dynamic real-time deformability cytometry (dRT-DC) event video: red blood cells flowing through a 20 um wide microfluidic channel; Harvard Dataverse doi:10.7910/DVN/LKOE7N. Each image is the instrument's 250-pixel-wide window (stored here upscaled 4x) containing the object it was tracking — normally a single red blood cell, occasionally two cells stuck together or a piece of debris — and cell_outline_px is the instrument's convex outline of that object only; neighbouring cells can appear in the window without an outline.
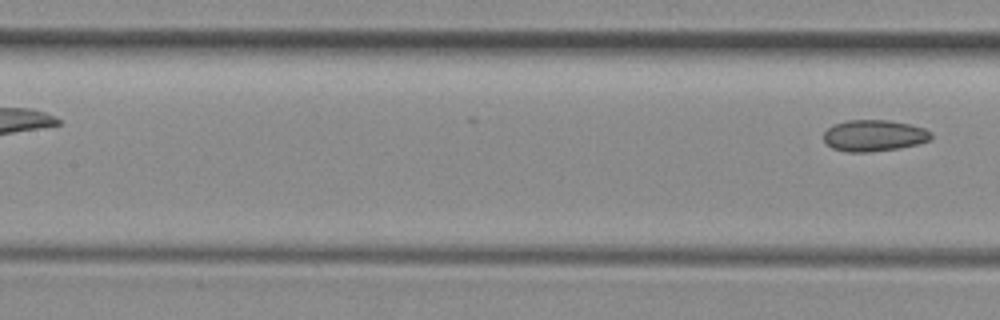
{"species": "common noctule bat (a hibernating species)", "species_latin": "Nyctalus noctula", "temperature_condition": "room temperature", "stored_images_in_passage": 5, "segment_of_instrument_passage": [2, 2], "camera_frame_rate_fps": 3000, "um_per_image_px": 0.085, "animal": {"sex": "female", "body_mass_g": 29.2, "forearm_length_mm": 56.3}, "frame": {"image": 1, "passage_image": 5, "time_ms": 1.333, "image_size_px": [1000, 320], "cell_outline_px": [[932, 140], [900, 148], [868, 152], [848, 152], [832, 148], [824, 140], [824, 132], [828, 128], [836, 124], [848, 120], [888, 120], [908, 124], [924, 128], [932, 132]], "centroid_in_image_um": [74.31, 11.53], "position_along_channel_um": 133.1, "area_um2": 19.59}}